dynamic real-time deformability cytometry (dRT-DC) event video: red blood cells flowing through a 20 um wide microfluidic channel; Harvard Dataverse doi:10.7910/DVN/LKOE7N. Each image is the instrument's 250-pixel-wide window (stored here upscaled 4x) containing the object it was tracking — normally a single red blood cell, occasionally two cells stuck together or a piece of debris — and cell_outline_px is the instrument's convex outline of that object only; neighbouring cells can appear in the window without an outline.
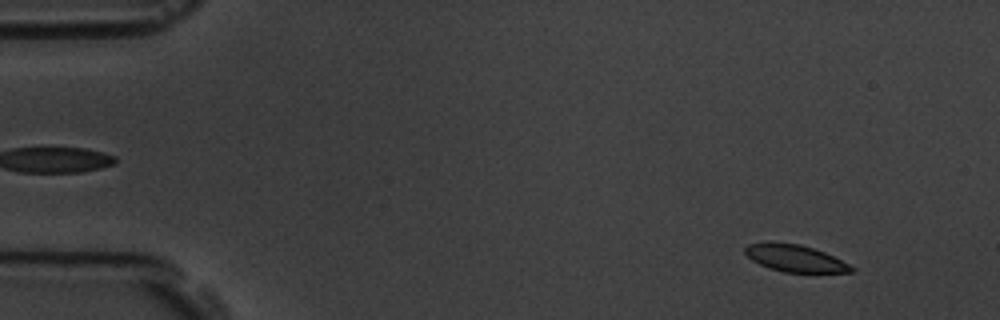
{"species": "common noctule bat (a hibernating species)", "species_latin": "Nyctalus noctula", "temperature_condition": "room temperature", "stored_images_in_passage": 58, "camera_frame_rate_fps": 3000, "um_per_image_px": 0.085, "animal": {"sex": "male", "body_mass_g": 19.5, "forearm_length_mm": 54.6}, "frame": {"image": 1, "passage_image": 5, "time_ms": 1.333, "image_size_px": [1000, 320], "cell_outline_px": [[856, 272], [784, 272], [768, 268], [752, 260], [744, 252], [744, 248], [748, 244], [800, 244], [824, 252], [856, 268]], "centroid_in_image_um": [67.62, 21.99], "position_along_channel_um": 17.4, "area_um2": 16.13}}
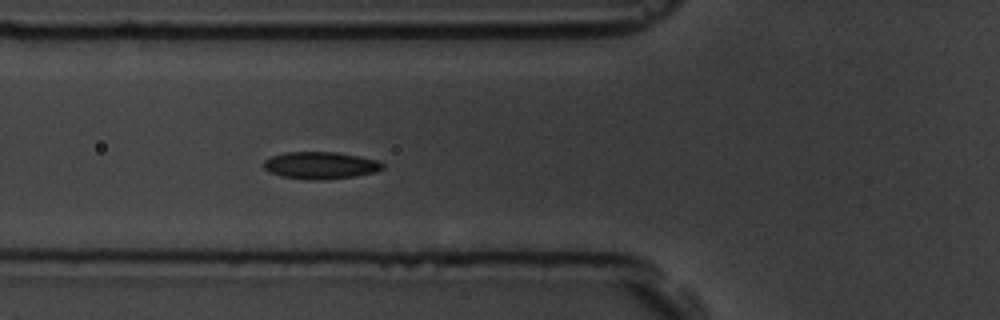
{"frame": {"image": 2, "passage_image": 21, "time_ms": 6.667, "image_size_px": [1000, 320], "cell_outline_px": [[384, 168], [376, 172], [356, 176], [312, 180], [308, 180], [280, 176], [268, 172], [264, 168], [264, 160], [272, 156], [284, 152], [336, 152], [380, 160], [384, 164]], "centroid_in_image_um": [27.25, 14.05], "position_along_channel_um": 98.6, "area_um2": 18.9}}
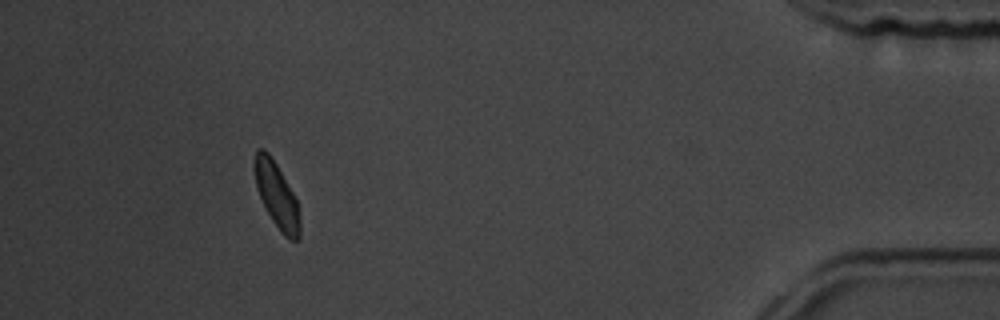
{"frame": {"image": 3, "passage_image": 53, "time_ms": 17.333, "image_size_px": [1000, 320], "cell_outline_px": [[300, 240], [288, 240], [280, 232], [272, 220], [256, 188], [252, 168], [252, 164], [256, 148], [264, 148], [268, 152], [276, 164], [292, 192], [296, 200], [300, 220]], "centroid_in_image_um": [23.48, 16.57], "position_along_channel_um": 411.7, "area_um2": 17.4}, "authors_computed_cell_mechanics": {"area_um2": 17.5712, "velocity_mm_per_s": 3.5036, "shape_relaxation_time_tau1_ms": 8.1297, "shape_relaxation_time_tau2_ms": null, "deformation_change_tau1": 0.1999, "deformation_change_tau2": null}}